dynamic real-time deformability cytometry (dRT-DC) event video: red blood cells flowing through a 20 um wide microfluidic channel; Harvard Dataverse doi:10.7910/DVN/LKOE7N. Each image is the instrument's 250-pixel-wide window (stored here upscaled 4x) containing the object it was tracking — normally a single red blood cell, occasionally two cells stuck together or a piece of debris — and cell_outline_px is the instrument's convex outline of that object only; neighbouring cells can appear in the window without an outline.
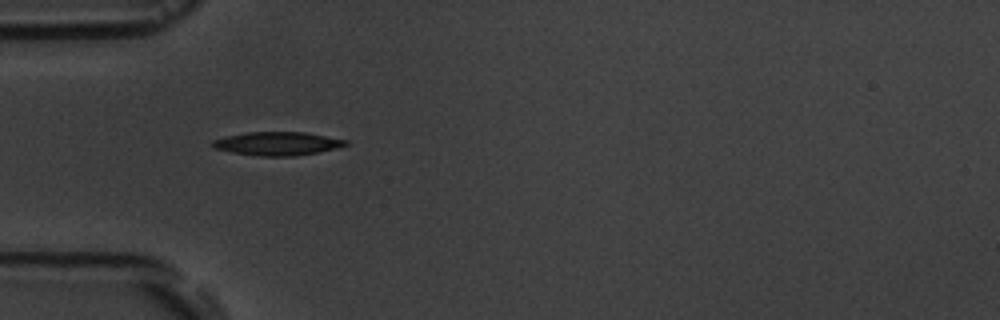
{"species": "common noctule bat (a hibernating species)", "species_latin": "Nyctalus noctula", "temperature_condition": "room temperature", "stored_images_in_passage": 2, "camera_frame_rate_fps": 3000, "um_per_image_px": 0.085, "animal": {"sex": "male", "body_mass_g": 19.5, "forearm_length_mm": 54.6}, "frame": {"image": 1, "passage_image": 1, "time_ms": 0.0, "image_size_px": [1000, 320], "cell_outline_px": [[348, 144], [336, 148], [296, 156], [256, 156], [232, 152], [212, 148], [212, 140], [228, 136], [248, 132], [304, 132], [348, 140]], "centroid_in_image_um": [23.56, 12.21], "position_along_channel_um": 61.4, "area_um2": 18.09}}
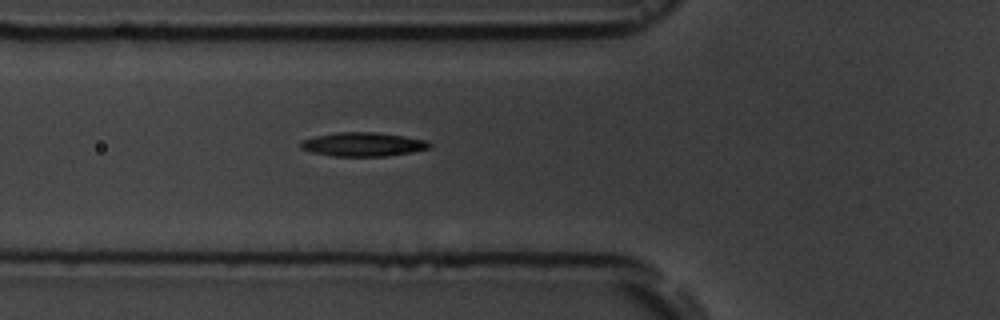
{"frame": {"image": 2, "passage_image": 2, "time_ms": 1.0, "image_size_px": [1000, 320], "cell_outline_px": [[432, 144], [428, 148], [412, 152], [388, 156], [332, 156], [312, 152], [300, 148], [300, 140], [316, 136], [336, 132], [376, 132], [404, 136], [428, 140]], "centroid_in_image_um": [30.85, 12.26], "position_along_channel_um": 94.9, "area_um2": 18.03}}